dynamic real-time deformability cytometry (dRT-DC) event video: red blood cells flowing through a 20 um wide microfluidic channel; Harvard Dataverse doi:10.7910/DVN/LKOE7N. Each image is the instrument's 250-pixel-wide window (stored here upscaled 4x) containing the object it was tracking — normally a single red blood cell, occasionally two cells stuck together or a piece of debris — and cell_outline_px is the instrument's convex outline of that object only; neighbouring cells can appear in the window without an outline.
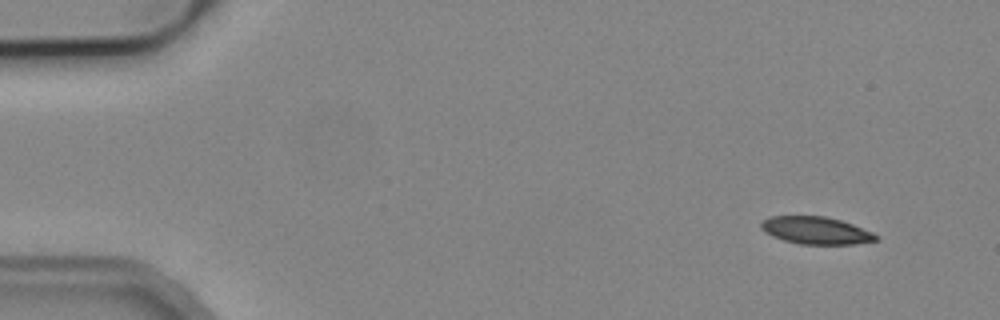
{"species": "common noctule bat (a hibernating species)", "species_latin": "Nyctalus noctula", "temperature_condition": "cold", "stored_images_in_passage": 4, "camera_frame_rate_fps": 3000, "um_per_image_px": 0.085, "animal": {"sex": "male", "body_mass_g": 19.2, "forearm_length_mm": 51.8}, "frame": {"image": 1, "passage_image": 1, "time_ms": 0.0, "image_size_px": [1000, 320], "cell_outline_px": [[880, 236], [876, 240], [852, 244], [800, 244], [784, 240], [772, 236], [764, 232], [760, 228], [760, 224], [764, 220], [772, 216], [824, 216], [840, 220], [852, 224], [872, 232]], "centroid_in_image_um": [69.34, 19.59], "position_along_channel_um": 15.7, "area_um2": 18.21}}
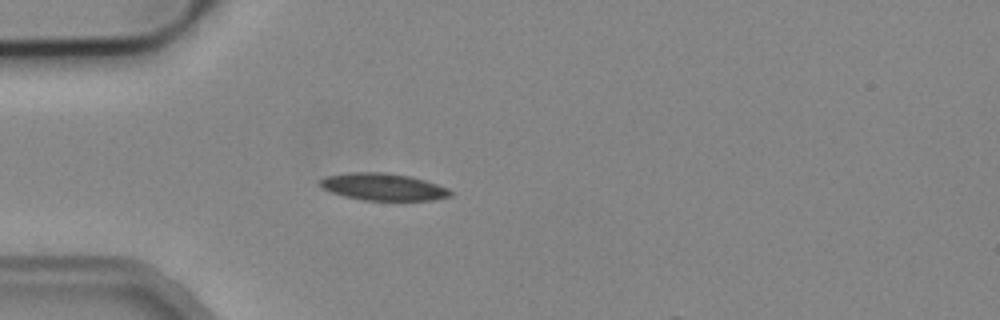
{"frame": {"image": 2, "passage_image": 4, "time_ms": 3.667, "image_size_px": [1000, 320], "cell_outline_px": [[452, 196], [432, 200], [364, 200], [344, 196], [332, 192], [324, 188], [320, 184], [320, 180], [324, 176], [348, 172], [384, 172], [408, 176], [424, 180], [448, 188], [452, 192]], "centroid_in_image_um": [32.57, 15.88], "position_along_channel_um": 52.4, "area_um2": 20.46}}